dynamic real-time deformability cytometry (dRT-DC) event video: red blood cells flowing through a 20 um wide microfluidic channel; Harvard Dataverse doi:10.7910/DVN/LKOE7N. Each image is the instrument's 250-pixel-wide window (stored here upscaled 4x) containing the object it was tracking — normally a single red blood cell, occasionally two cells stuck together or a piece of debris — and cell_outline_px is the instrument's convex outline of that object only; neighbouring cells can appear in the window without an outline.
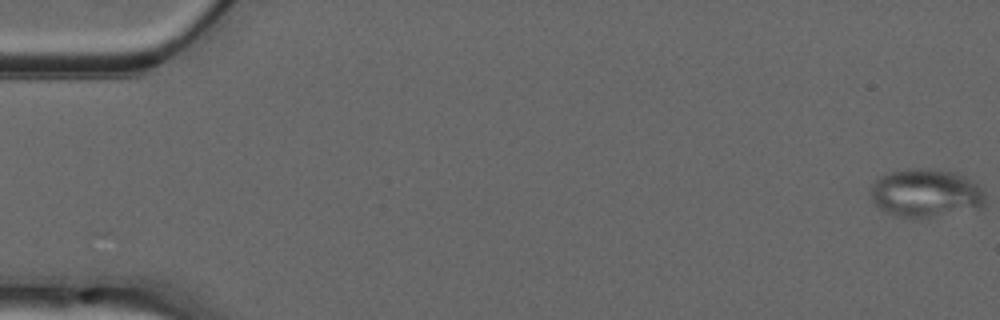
{"species": "common noctule bat (a hibernating species)", "species_latin": "Nyctalus noctula", "temperature_condition": "warm", "stored_images_in_passage": 23, "camera_frame_rate_fps": 3000, "um_per_image_px": 0.085, "animal": {"sex": "male", "forearm_length_mm": 52.5}, "frame": {"image": 1, "passage_image": 1, "time_ms": 0.0, "image_size_px": [1000, 320], "cell_outline_px": [[984, 208], [912, 220], [896, 216], [884, 212], [872, 200], [872, 184], [880, 176], [892, 172], [916, 168], [928, 168], [960, 172], [976, 184], [984, 192]], "centroid_in_image_um": [78.72, 16.43], "position_along_channel_um": 6.3, "area_um2": 32.66}}
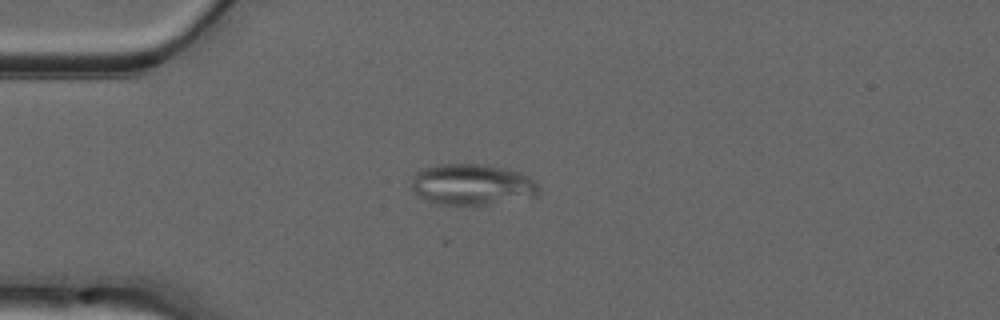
{"frame": {"image": 2, "passage_image": 14, "time_ms": 4.333, "image_size_px": [1000, 320], "cell_outline_px": [[540, 192], [536, 196], [488, 204], [440, 204], [416, 196], [412, 192], [412, 176], [416, 172], [424, 168], [440, 164], [484, 164], [520, 172], [528, 176], [540, 188]], "centroid_in_image_um": [40.1, 15.68], "position_along_channel_um": 44.9, "area_um2": 30.29}}
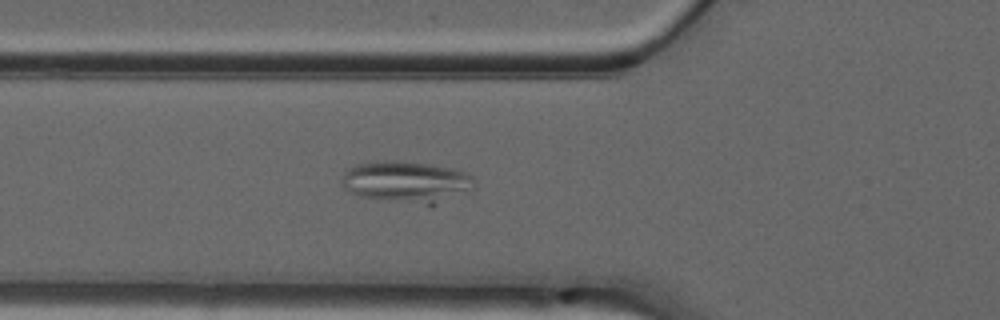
{"frame": {"image": 3, "passage_image": 19, "time_ms": 6.0, "image_size_px": [1000, 320], "cell_outline_px": [[476, 180], [472, 188], [432, 208], [428, 208], [356, 196], [344, 188], [340, 180], [344, 168], [352, 164], [368, 160], [404, 160], [432, 164], [456, 168], [468, 172]], "centroid_in_image_um": [34.51, 15.47], "position_along_channel_um": 91.3, "area_um2": 34.16}}